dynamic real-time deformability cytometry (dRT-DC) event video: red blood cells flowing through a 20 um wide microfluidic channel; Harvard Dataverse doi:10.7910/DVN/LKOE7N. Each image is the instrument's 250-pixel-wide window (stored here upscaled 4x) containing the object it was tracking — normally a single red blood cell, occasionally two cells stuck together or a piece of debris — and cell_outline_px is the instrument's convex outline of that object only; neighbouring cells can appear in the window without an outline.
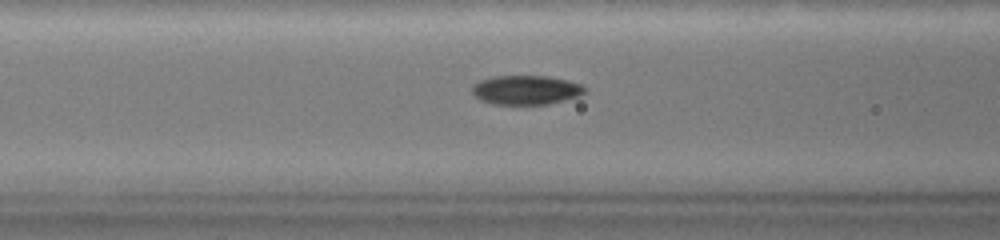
{"species": "common noctule bat (a hibernating species)", "species_latin": "Nyctalus noctula", "temperature_condition": "warm", "stored_images_in_passage": 72, "camera_frame_rate_fps": 3000, "um_per_image_px": 0.085, "animal": {"sex": "female", "body_mass_g": 19.0, "forearm_length_mm": 51.5}, "frame": {"image": 1, "passage_image": 30, "time_ms": 9.667, "image_size_px": [1000, 240], "cell_outline_px": [[588, 88], [580, 96], [548, 104], [492, 104], [480, 100], [472, 92], [472, 88], [480, 80], [492, 76], [548, 76], [568, 80], [580, 84]], "centroid_in_image_um": [44.73, 7.64], "position_along_channel_um": 121.9, "area_um2": 19.19}}
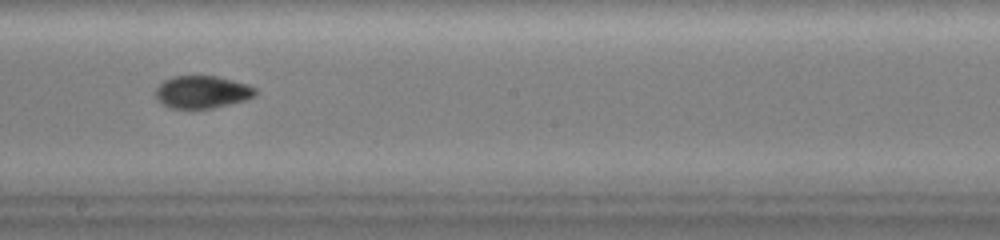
{"frame": {"image": 2, "passage_image": 42, "time_ms": 13.667, "image_size_px": [1000, 240], "cell_outline_px": [[256, 96], [244, 100], [212, 108], [168, 108], [160, 104], [156, 100], [156, 88], [164, 80], [172, 76], [216, 76], [248, 84], [256, 88]], "centroid_in_image_um": [17.15, 7.82], "position_along_channel_um": 231.0, "area_um2": 18.96}}
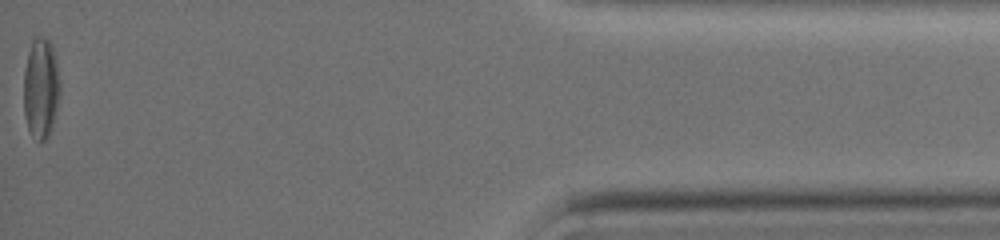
{"frame": {"image": 3, "passage_image": 72, "time_ms": 23.667, "image_size_px": [1000, 240], "cell_outline_px": [[60, 92], [52, 124], [48, 136], [44, 140], [40, 140], [28, 128], [24, 112], [24, 68], [28, 52], [32, 40], [36, 36], [44, 36], [52, 44], [56, 56], [60, 80]], "centroid_in_image_um": [3.48, 7.39], "position_along_channel_um": 431.7, "area_um2": 21.15}, "authors_computed_cell_mechanics": {"area_um2": 18.8139, "velocity_mm_per_s": 2.7421, "shape_relaxation_time_tau1_ms": 9.6379, "shape_relaxation_time_tau2_ms": 3.0598, "deformation_change_tau1": 0.2075, "deformation_change_tau2": 0.0453}}